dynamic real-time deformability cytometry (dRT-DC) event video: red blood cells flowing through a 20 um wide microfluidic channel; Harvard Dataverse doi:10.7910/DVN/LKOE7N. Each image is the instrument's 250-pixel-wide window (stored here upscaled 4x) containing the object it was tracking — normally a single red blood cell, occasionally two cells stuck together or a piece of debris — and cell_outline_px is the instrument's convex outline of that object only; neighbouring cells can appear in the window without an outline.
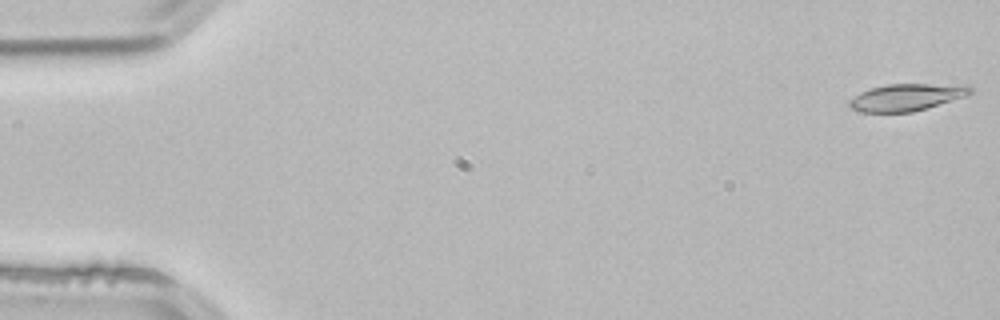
{"species": "common noctule bat (a hibernating species)", "species_latin": "Nyctalus noctula", "temperature_condition": "room temperature", "stored_images_in_passage": 3, "camera_frame_rate_fps": 3000, "um_per_image_px": 0.085, "animal": {"sex": "male", "body_mass_g": 21.5, "forearm_length_mm": 52.0}, "frame": {"image": 1, "passage_image": 1, "time_ms": 0.0, "image_size_px": [1000, 320], "cell_outline_px": [[972, 92], [964, 96], [952, 100], [912, 112], [864, 112], [852, 108], [848, 104], [848, 100], [860, 92], [872, 88], [888, 84], [968, 84], [972, 88]], "centroid_in_image_um": [77.07, 8.25], "position_along_channel_um": 7.9, "area_um2": 18.9}}